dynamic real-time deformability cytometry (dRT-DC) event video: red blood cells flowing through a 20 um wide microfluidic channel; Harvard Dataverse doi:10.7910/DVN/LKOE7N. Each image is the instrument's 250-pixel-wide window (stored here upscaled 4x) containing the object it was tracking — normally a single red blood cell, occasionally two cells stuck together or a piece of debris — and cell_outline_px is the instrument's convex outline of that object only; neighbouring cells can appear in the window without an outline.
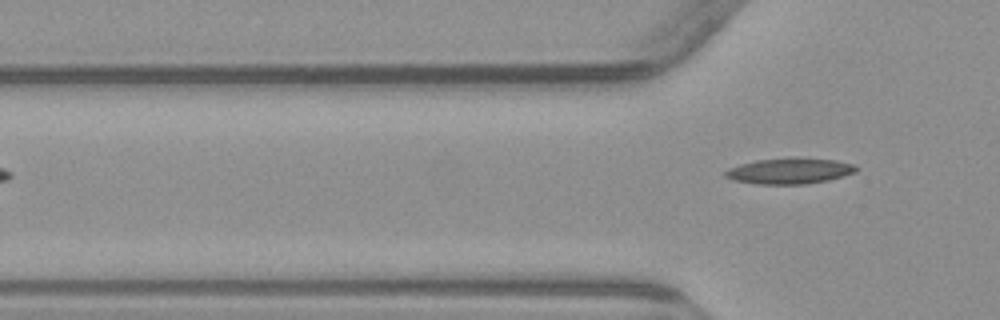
{"species": "common noctule bat (a hibernating species)", "species_latin": "Nyctalus noctula", "temperature_condition": "warm", "stored_images_in_passage": 4, "camera_frame_rate_fps": 3000, "um_per_image_px": 0.085, "animal": {"sex": "male", "body_mass_g": 23.1, "forearm_length_mm": 52.7}, "frame": {"image": 1, "passage_image": 4, "time_ms": 4.0, "image_size_px": [1000, 320], "cell_outline_px": [[860, 168], [856, 172], [844, 176], [828, 180], [804, 184], [756, 184], [732, 180], [724, 176], [724, 172], [728, 168], [740, 164], [756, 160], [836, 160], [856, 164]], "centroid_in_image_um": [67.12, 14.57], "position_along_channel_um": 58.7, "area_um2": 19.07}}